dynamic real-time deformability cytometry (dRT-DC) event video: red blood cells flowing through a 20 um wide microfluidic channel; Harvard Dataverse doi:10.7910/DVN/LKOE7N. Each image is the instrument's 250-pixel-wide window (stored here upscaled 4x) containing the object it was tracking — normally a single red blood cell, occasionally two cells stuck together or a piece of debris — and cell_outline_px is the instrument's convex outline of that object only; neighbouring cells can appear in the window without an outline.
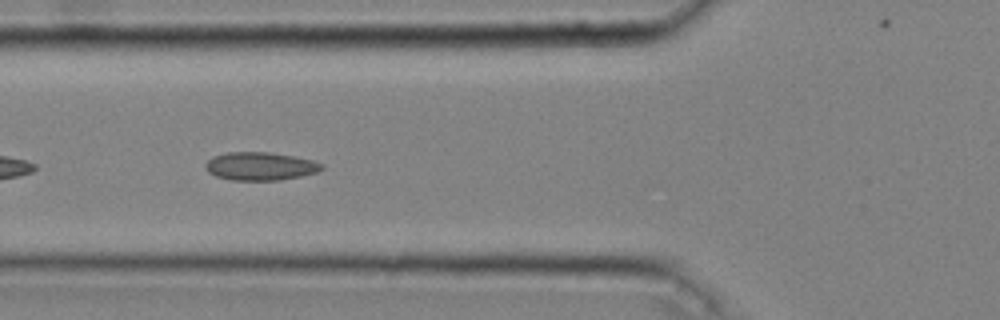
{"species": "common noctule bat (a hibernating species)", "species_latin": "Nyctalus noctula", "temperature_condition": "cold", "stored_images_in_passage": 32, "camera_frame_rate_fps": 3000, "um_per_image_px": 0.085, "animal": {"sex": "male", "body_mass_g": 20.4}, "frame": {"image": 1, "passage_image": 5, "time_ms": 1.333, "image_size_px": [1000, 320], "cell_outline_px": [[324, 168], [316, 172], [300, 176], [280, 180], [232, 180], [216, 176], [208, 172], [204, 168], [204, 164], [212, 156], [228, 152], [268, 152], [292, 156], [312, 160], [324, 164]], "centroid_in_image_um": [22.09, 14.12], "position_along_channel_um": 103.7, "area_um2": 19.07}}
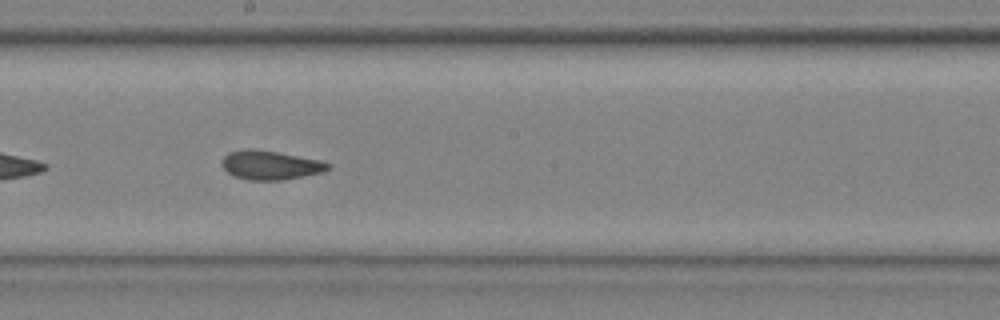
{"frame": {"image": 2, "passage_image": 14, "time_ms": 4.333, "image_size_px": [1000, 320], "cell_outline_px": [[332, 164], [324, 172], [284, 180], [248, 180], [236, 176], [228, 172], [224, 168], [224, 156], [228, 152], [248, 148], [252, 148], [276, 152], [320, 160]], "centroid_in_image_um": [23.01, 14.03], "position_along_channel_um": 225.2, "area_um2": 17.74}}